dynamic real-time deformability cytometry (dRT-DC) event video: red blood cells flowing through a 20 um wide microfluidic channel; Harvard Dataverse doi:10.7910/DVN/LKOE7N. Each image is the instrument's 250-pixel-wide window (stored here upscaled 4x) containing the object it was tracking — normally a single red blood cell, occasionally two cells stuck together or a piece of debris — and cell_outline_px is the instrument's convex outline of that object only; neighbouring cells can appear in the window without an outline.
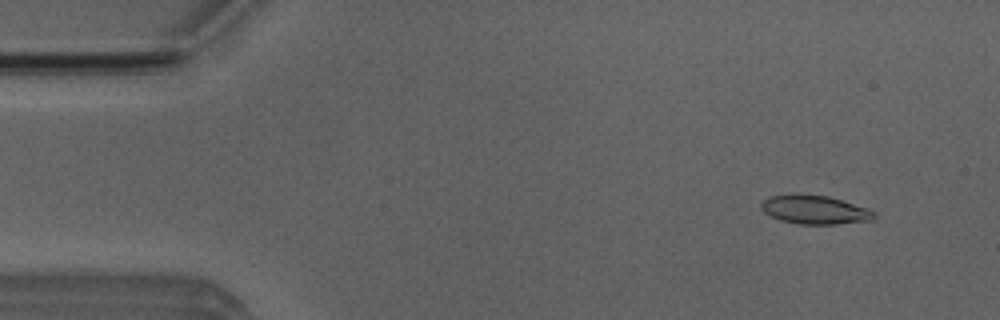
{"species": "Egyptian fruit bat (a non-hibernating species)", "species_latin": "Rousettus aegyptiacus", "temperature_condition": "room temperature", "stored_images_in_passage": 53, "segment_of_instrument_passage": [1, 2], "camera_frame_rate_fps": 3000, "um_per_image_px": 0.085, "animal": {"sex": "male"}, "frame": {"image": 1, "passage_image": 4, "time_ms": 1.0, "image_size_px": [1000, 320], "cell_outline_px": [[876, 216], [872, 220], [836, 224], [800, 224], [780, 220], [764, 212], [760, 208], [760, 204], [768, 196], [828, 196], [868, 208], [876, 212]], "centroid_in_image_um": [69.3, 17.86], "position_along_channel_um": 15.7, "area_um2": 18.38}}
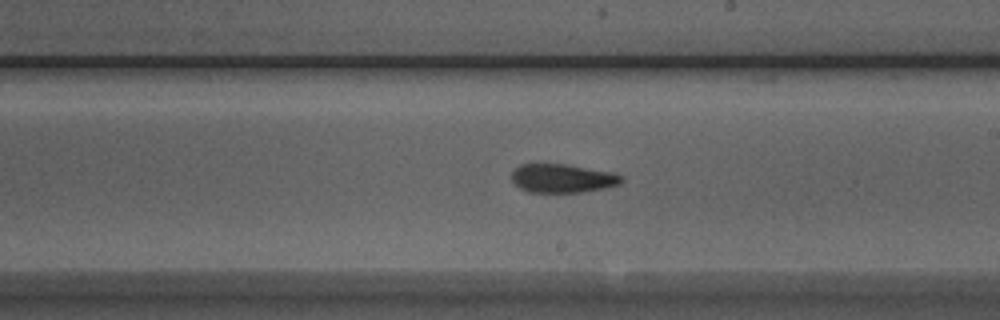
{"frame": {"image": 2, "passage_image": 29, "time_ms": 9.333, "image_size_px": [1000, 320], "cell_outline_px": [[624, 180], [620, 184], [604, 188], [580, 192], [528, 192], [520, 188], [512, 180], [512, 172], [520, 164], [564, 164], [612, 172], [624, 176]], "centroid_in_image_um": [47.83, 15.16], "position_along_channel_um": 241.2, "area_um2": 18.26}}
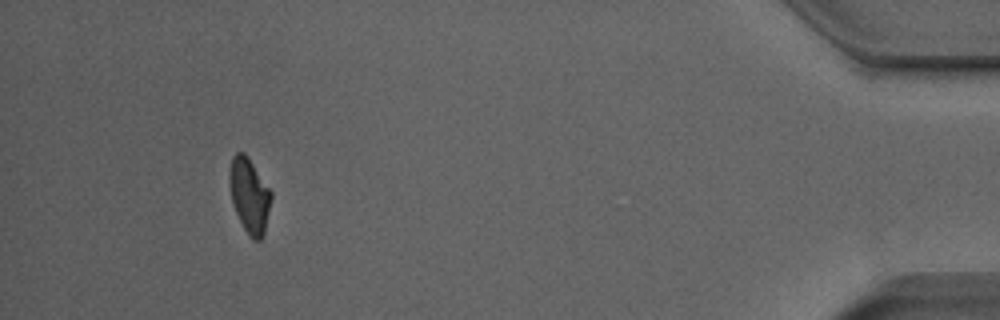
{"frame": {"image": 3, "passage_image": 48, "time_ms": 15.667, "image_size_px": [1000, 320], "cell_outline_px": [[272, 196], [264, 232], [260, 240], [252, 240], [248, 236], [236, 212], [232, 200], [228, 180], [228, 172], [232, 156], [236, 152], [244, 152], [248, 156], [272, 192]], "centroid_in_image_um": [21.18, 16.58], "position_along_channel_um": 414.0, "area_um2": 18.21}}